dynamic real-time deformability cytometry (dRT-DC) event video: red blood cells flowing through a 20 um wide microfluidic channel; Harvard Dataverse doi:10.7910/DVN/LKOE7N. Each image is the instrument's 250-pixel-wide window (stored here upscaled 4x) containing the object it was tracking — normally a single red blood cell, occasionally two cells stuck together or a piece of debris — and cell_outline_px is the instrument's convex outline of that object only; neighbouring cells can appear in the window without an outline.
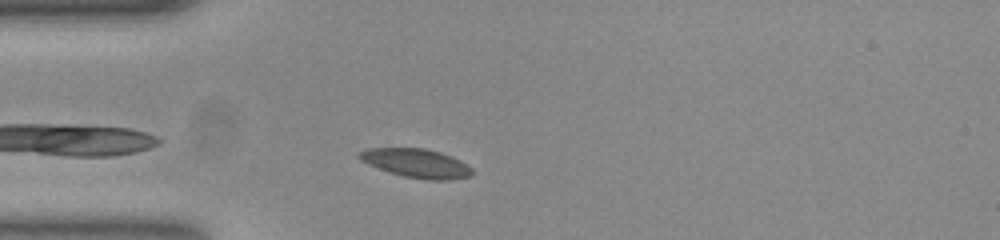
{"species": "common noctule bat (a hibernating species)", "species_latin": "Nyctalus noctula", "temperature_condition": "room temperature", "stored_images_in_passage": 26, "camera_frame_rate_fps": 3000, "um_per_image_px": 0.085, "animal": {"sex": "female", "body_mass_g": 23.0, "forearm_length_mm": 53.4}, "frame": {"image": 1, "passage_image": 2, "time_ms": 0.333, "image_size_px": [1000, 240], "cell_outline_px": [[472, 172], [468, 176], [448, 180], [428, 180], [404, 176], [380, 168], [360, 160], [356, 156], [360, 152], [372, 148], [424, 148], [440, 152], [472, 168]], "centroid_in_image_um": [35.36, 13.87], "position_along_channel_um": 49.6, "area_um2": 18.32}}
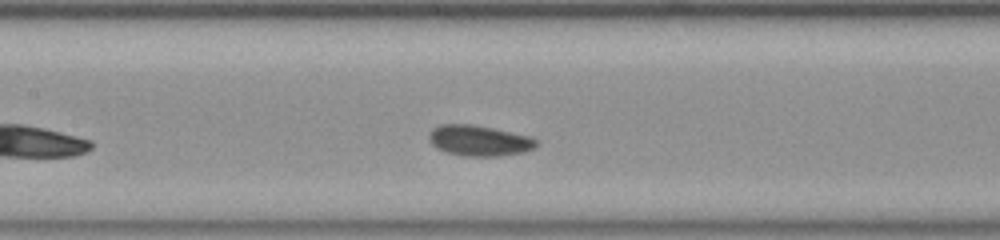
{"frame": {"image": 2, "passage_image": 12, "time_ms": 3.667, "image_size_px": [1000, 240], "cell_outline_px": [[536, 144], [532, 148], [524, 152], [500, 156], [464, 156], [448, 152], [432, 144], [432, 132], [440, 124], [472, 124], [492, 128], [528, 136], [536, 140]], "centroid_in_image_um": [40.77, 11.95], "position_along_channel_um": 166.6, "area_um2": 18.5}}
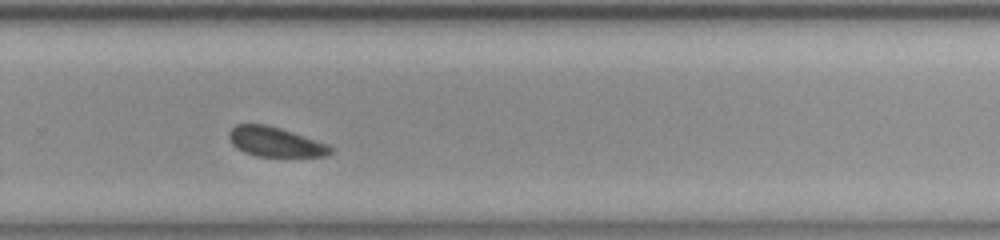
{"frame": {"image": 3, "passage_image": 23, "time_ms": 7.333, "image_size_px": [1000, 240], "cell_outline_px": [[332, 152], [324, 156], [256, 156], [244, 152], [236, 148], [232, 144], [228, 136], [228, 132], [236, 124], [264, 124], [280, 128], [328, 144], [332, 148]], "centroid_in_image_um": [23.36, 12.06], "position_along_channel_um": 306.4, "area_um2": 17.4}, "authors_computed_cell_mechanics": {"area_um2": 18.2648, "velocity_mm_per_s": 3.8142, "shape_relaxation_time_tau1_ms": 1.918, "shape_relaxation_time_tau2_ms": 2.1558, "deformation_change_tau1": 0.0527, "deformation_change_tau2": 0.0645}}